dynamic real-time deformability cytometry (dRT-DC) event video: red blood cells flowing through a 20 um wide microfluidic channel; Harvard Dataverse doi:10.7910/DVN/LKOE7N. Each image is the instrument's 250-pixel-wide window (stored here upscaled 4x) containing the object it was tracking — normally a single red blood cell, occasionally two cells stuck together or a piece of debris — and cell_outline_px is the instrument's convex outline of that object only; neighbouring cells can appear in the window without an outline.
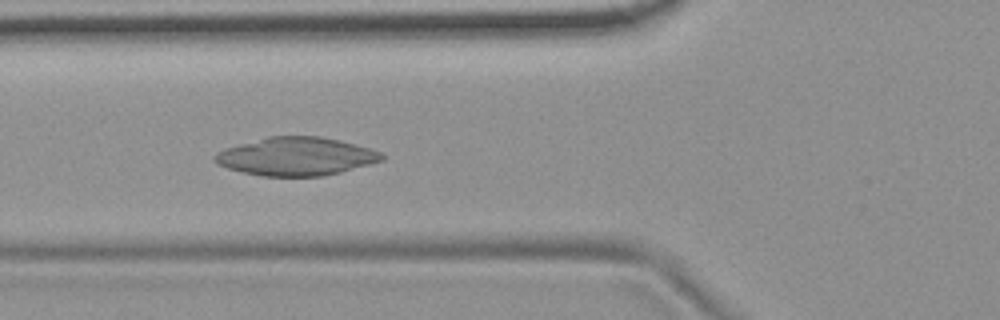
{"species": "common noctule bat (a hibernating species)", "species_latin": "Nyctalus noctula", "temperature_condition": "room temperature", "stored_images_in_passage": 8, "camera_frame_rate_fps": 3000, "um_per_image_px": 0.085, "animal": {"sex": "female", "body_mass_g": 19.9}, "frame": {"image": 1, "passage_image": 6, "time_ms": 5.667, "image_size_px": [1000, 320], "cell_outline_px": [[384, 160], [340, 172], [320, 176], [260, 176], [228, 168], [216, 164], [212, 160], [212, 156], [216, 152], [224, 148], [268, 136], [320, 136], [340, 140], [368, 148], [380, 152], [384, 156]], "centroid_in_image_um": [25.12, 13.29], "position_along_channel_um": 100.7, "area_um2": 37.17}}
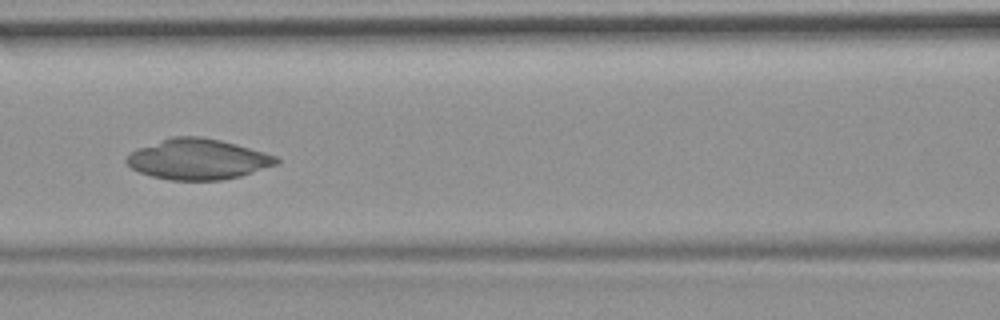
{"frame": {"image": 2, "passage_image": 7, "time_ms": 7.0, "image_size_px": [1000, 320], "cell_outline_px": [[280, 164], [240, 176], [220, 180], [168, 180], [152, 176], [140, 172], [132, 168], [124, 160], [132, 152], [140, 148], [172, 136], [200, 136], [264, 152], [276, 156], [280, 160]], "centroid_in_image_um": [16.84, 13.55], "position_along_channel_um": 149.8, "area_um2": 34.91}}